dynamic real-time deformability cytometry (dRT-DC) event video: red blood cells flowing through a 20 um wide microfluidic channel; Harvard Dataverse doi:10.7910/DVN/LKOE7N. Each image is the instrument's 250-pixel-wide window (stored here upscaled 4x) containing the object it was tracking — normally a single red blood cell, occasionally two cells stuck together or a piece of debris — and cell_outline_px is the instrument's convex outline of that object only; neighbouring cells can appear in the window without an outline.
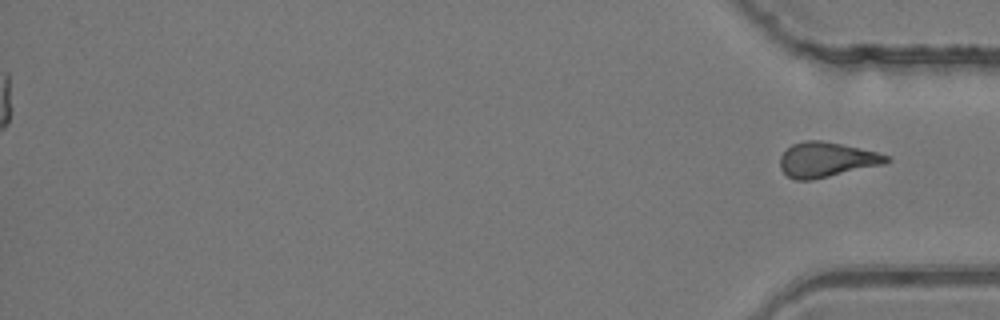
{"species": "common noctule bat (a hibernating species)", "species_latin": "Nyctalus noctula", "temperature_condition": "room temperature", "stored_images_in_passage": 47, "segment_of_instrument_passage": [2, 2], "camera_frame_rate_fps": 3000, "um_per_image_px": 0.085, "animal": {"sex": "female", "body_mass_g": 24.6, "forearm_length_mm": 56.2}, "frame": {"image": 1, "passage_image": 47, "time_ms": 15.333, "image_size_px": [1000, 320], "cell_outline_px": [[892, 160], [884, 164], [812, 180], [796, 180], [788, 176], [780, 168], [780, 156], [792, 144], [804, 140], [820, 140], [840, 144], [876, 152], [888, 156]], "centroid_in_image_um": [70.23, 13.57], "position_along_channel_um": 365.0, "area_um2": 21.44}}